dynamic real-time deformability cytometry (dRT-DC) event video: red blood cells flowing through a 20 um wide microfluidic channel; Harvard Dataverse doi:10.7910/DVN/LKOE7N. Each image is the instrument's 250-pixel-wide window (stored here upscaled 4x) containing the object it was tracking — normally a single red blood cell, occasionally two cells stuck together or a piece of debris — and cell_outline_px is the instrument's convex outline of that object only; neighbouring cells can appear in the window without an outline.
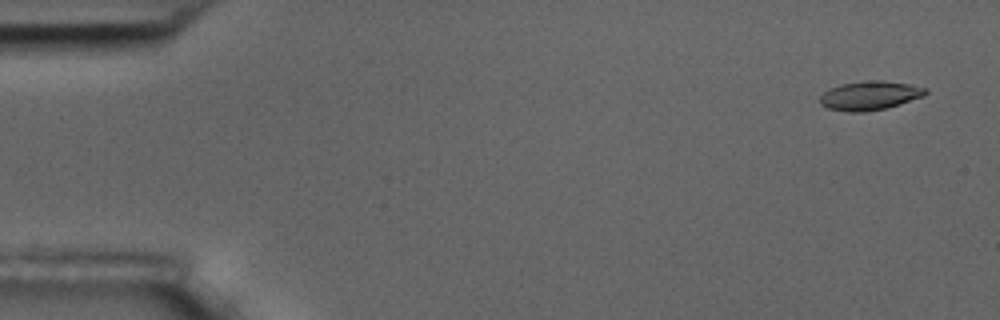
{"species": "common noctule bat (a hibernating species)", "species_latin": "Nyctalus noctula", "temperature_condition": "room temperature", "stored_images_in_passage": 56, "camera_frame_rate_fps": 3000, "um_per_image_px": 0.085, "animal": {"sex": "male", "body_mass_g": 17.5, "forearm_length_mm": 52.3}, "frame": {"image": 1, "passage_image": 3, "time_ms": 0.667, "image_size_px": [1000, 320], "cell_outline_px": [[928, 92], [924, 96], [900, 104], [884, 108], [864, 112], [848, 112], [828, 108], [820, 104], [820, 96], [828, 88], [840, 84], [876, 80], [880, 80], [908, 84], [928, 88]], "centroid_in_image_um": [73.93, 8.12], "position_along_channel_um": 11.1, "area_um2": 17.74}}
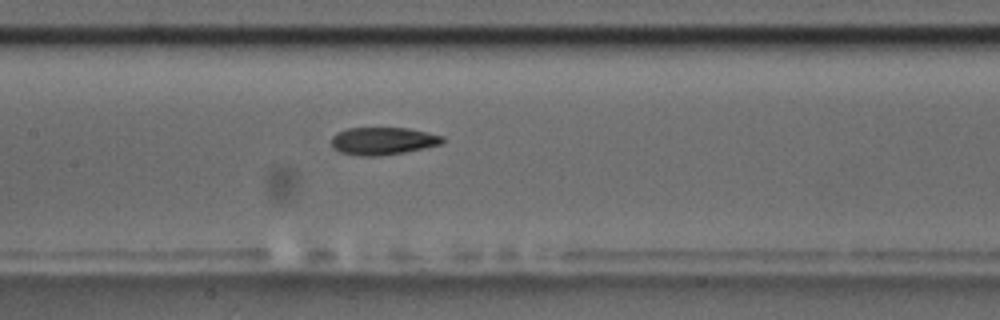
{"frame": {"image": 2, "passage_image": 27, "time_ms": 8.667, "image_size_px": [1000, 320], "cell_outline_px": [[444, 140], [440, 144], [424, 148], [404, 152], [380, 156], [360, 156], [340, 152], [332, 148], [332, 136], [336, 132], [348, 128], [408, 128], [428, 132], [444, 136]], "centroid_in_image_um": [32.53, 11.98], "position_along_channel_um": 174.9, "area_um2": 17.92}}
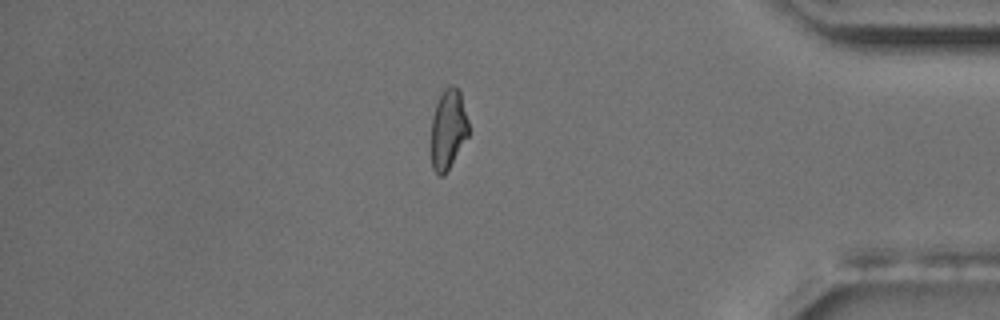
{"frame": {"image": 3, "passage_image": 48, "time_ms": 15.667, "image_size_px": [1000, 320], "cell_outline_px": [[468, 136], [444, 176], [440, 176], [432, 168], [428, 148], [432, 116], [436, 104], [444, 88], [452, 84], [460, 92], [468, 120]], "centroid_in_image_um": [38.03, 11.03], "position_along_channel_um": 397.2, "area_um2": 17.92}, "authors_computed_cell_mechanics": {"area_um2": 18.1203, "velocity_mm_per_s": 3.6367, "shape_relaxation_time_tau1_ms": 4.4933, "shape_relaxation_time_tau2_ms": 4.3267, "deformation_change_tau1": 0.1574, "deformation_change_tau2": 0.1182}}